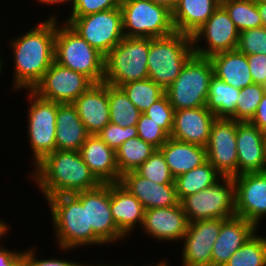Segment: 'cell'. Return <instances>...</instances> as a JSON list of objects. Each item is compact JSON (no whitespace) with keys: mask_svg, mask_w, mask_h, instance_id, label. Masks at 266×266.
Wrapping results in <instances>:
<instances>
[{"mask_svg":"<svg viewBox=\"0 0 266 266\" xmlns=\"http://www.w3.org/2000/svg\"><path fill=\"white\" fill-rule=\"evenodd\" d=\"M217 116L206 106L174 111L170 137L182 142L206 147Z\"/></svg>","mask_w":266,"mask_h":266,"instance_id":"cell-19","label":"cell"},{"mask_svg":"<svg viewBox=\"0 0 266 266\" xmlns=\"http://www.w3.org/2000/svg\"><path fill=\"white\" fill-rule=\"evenodd\" d=\"M239 33L226 10L218 6L209 19L191 36L194 54L209 58L220 52L235 50ZM202 41L205 44L201 45Z\"/></svg>","mask_w":266,"mask_h":266,"instance_id":"cell-12","label":"cell"},{"mask_svg":"<svg viewBox=\"0 0 266 266\" xmlns=\"http://www.w3.org/2000/svg\"><path fill=\"white\" fill-rule=\"evenodd\" d=\"M233 182L236 216L259 229L261 220L266 218V172L243 173L233 177Z\"/></svg>","mask_w":266,"mask_h":266,"instance_id":"cell-15","label":"cell"},{"mask_svg":"<svg viewBox=\"0 0 266 266\" xmlns=\"http://www.w3.org/2000/svg\"><path fill=\"white\" fill-rule=\"evenodd\" d=\"M13 266H27L24 256H22Z\"/></svg>","mask_w":266,"mask_h":266,"instance_id":"cell-54","label":"cell"},{"mask_svg":"<svg viewBox=\"0 0 266 266\" xmlns=\"http://www.w3.org/2000/svg\"><path fill=\"white\" fill-rule=\"evenodd\" d=\"M264 147H265V155H266V133H264Z\"/></svg>","mask_w":266,"mask_h":266,"instance_id":"cell-57","label":"cell"},{"mask_svg":"<svg viewBox=\"0 0 266 266\" xmlns=\"http://www.w3.org/2000/svg\"><path fill=\"white\" fill-rule=\"evenodd\" d=\"M234 0H214V2L218 5V6H223L226 3L232 2Z\"/></svg>","mask_w":266,"mask_h":266,"instance_id":"cell-55","label":"cell"},{"mask_svg":"<svg viewBox=\"0 0 266 266\" xmlns=\"http://www.w3.org/2000/svg\"><path fill=\"white\" fill-rule=\"evenodd\" d=\"M8 231H10V228L0 237V240L9 233ZM2 242L0 241V266H13L23 256L24 250H10L7 246H3L5 244Z\"/></svg>","mask_w":266,"mask_h":266,"instance_id":"cell-46","label":"cell"},{"mask_svg":"<svg viewBox=\"0 0 266 266\" xmlns=\"http://www.w3.org/2000/svg\"><path fill=\"white\" fill-rule=\"evenodd\" d=\"M125 37L158 38L175 32L172 12L150 0H121Z\"/></svg>","mask_w":266,"mask_h":266,"instance_id":"cell-8","label":"cell"},{"mask_svg":"<svg viewBox=\"0 0 266 266\" xmlns=\"http://www.w3.org/2000/svg\"><path fill=\"white\" fill-rule=\"evenodd\" d=\"M56 18L60 19L57 11L56 14H50L46 20H41L35 27L28 29L25 34L8 40L12 49V89L15 93L23 89L26 92L33 90L55 61Z\"/></svg>","mask_w":266,"mask_h":266,"instance_id":"cell-1","label":"cell"},{"mask_svg":"<svg viewBox=\"0 0 266 266\" xmlns=\"http://www.w3.org/2000/svg\"><path fill=\"white\" fill-rule=\"evenodd\" d=\"M11 226L6 221L0 219V237L10 228Z\"/></svg>","mask_w":266,"mask_h":266,"instance_id":"cell-51","label":"cell"},{"mask_svg":"<svg viewBox=\"0 0 266 266\" xmlns=\"http://www.w3.org/2000/svg\"><path fill=\"white\" fill-rule=\"evenodd\" d=\"M266 93L265 85L253 83L240 90L235 114L231 120L250 121L256 113L257 107Z\"/></svg>","mask_w":266,"mask_h":266,"instance_id":"cell-37","label":"cell"},{"mask_svg":"<svg viewBox=\"0 0 266 266\" xmlns=\"http://www.w3.org/2000/svg\"><path fill=\"white\" fill-rule=\"evenodd\" d=\"M174 178L207 162L206 147L171 137L159 148Z\"/></svg>","mask_w":266,"mask_h":266,"instance_id":"cell-27","label":"cell"},{"mask_svg":"<svg viewBox=\"0 0 266 266\" xmlns=\"http://www.w3.org/2000/svg\"><path fill=\"white\" fill-rule=\"evenodd\" d=\"M138 137L159 149L170 137L156 122L141 114L137 122Z\"/></svg>","mask_w":266,"mask_h":266,"instance_id":"cell-41","label":"cell"},{"mask_svg":"<svg viewBox=\"0 0 266 266\" xmlns=\"http://www.w3.org/2000/svg\"><path fill=\"white\" fill-rule=\"evenodd\" d=\"M72 104L91 135L97 134L110 123L107 83L93 84Z\"/></svg>","mask_w":266,"mask_h":266,"instance_id":"cell-22","label":"cell"},{"mask_svg":"<svg viewBox=\"0 0 266 266\" xmlns=\"http://www.w3.org/2000/svg\"><path fill=\"white\" fill-rule=\"evenodd\" d=\"M236 134L237 121L231 119H216L211 128L206 145L207 161L223 177L238 175Z\"/></svg>","mask_w":266,"mask_h":266,"instance_id":"cell-14","label":"cell"},{"mask_svg":"<svg viewBox=\"0 0 266 266\" xmlns=\"http://www.w3.org/2000/svg\"><path fill=\"white\" fill-rule=\"evenodd\" d=\"M222 177L209 161L187 173L179 175L174 179L179 201L190 194L214 185Z\"/></svg>","mask_w":266,"mask_h":266,"instance_id":"cell-31","label":"cell"},{"mask_svg":"<svg viewBox=\"0 0 266 266\" xmlns=\"http://www.w3.org/2000/svg\"><path fill=\"white\" fill-rule=\"evenodd\" d=\"M222 226V219L189 222L182 238V266H211V255Z\"/></svg>","mask_w":266,"mask_h":266,"instance_id":"cell-16","label":"cell"},{"mask_svg":"<svg viewBox=\"0 0 266 266\" xmlns=\"http://www.w3.org/2000/svg\"><path fill=\"white\" fill-rule=\"evenodd\" d=\"M140 176L157 184H174V177L170 172L166 159L160 149L135 170Z\"/></svg>","mask_w":266,"mask_h":266,"instance_id":"cell-38","label":"cell"},{"mask_svg":"<svg viewBox=\"0 0 266 266\" xmlns=\"http://www.w3.org/2000/svg\"><path fill=\"white\" fill-rule=\"evenodd\" d=\"M239 32L262 26L255 0H234L222 6Z\"/></svg>","mask_w":266,"mask_h":266,"instance_id":"cell-36","label":"cell"},{"mask_svg":"<svg viewBox=\"0 0 266 266\" xmlns=\"http://www.w3.org/2000/svg\"><path fill=\"white\" fill-rule=\"evenodd\" d=\"M122 184L144 206L150 208H167L180 203L175 184H157L140 176L136 171L121 176Z\"/></svg>","mask_w":266,"mask_h":266,"instance_id":"cell-21","label":"cell"},{"mask_svg":"<svg viewBox=\"0 0 266 266\" xmlns=\"http://www.w3.org/2000/svg\"><path fill=\"white\" fill-rule=\"evenodd\" d=\"M91 134L72 103L59 104L56 116L57 150L79 151Z\"/></svg>","mask_w":266,"mask_h":266,"instance_id":"cell-26","label":"cell"},{"mask_svg":"<svg viewBox=\"0 0 266 266\" xmlns=\"http://www.w3.org/2000/svg\"><path fill=\"white\" fill-rule=\"evenodd\" d=\"M0 50H1V49H0ZM0 52H1V51H0ZM1 55H2V54H0V74L2 75L3 70H4L3 68H4L5 65H4V63H3L4 60H3V57H2ZM1 59H2V60H1ZM1 75H0V76H1Z\"/></svg>","mask_w":266,"mask_h":266,"instance_id":"cell-56","label":"cell"},{"mask_svg":"<svg viewBox=\"0 0 266 266\" xmlns=\"http://www.w3.org/2000/svg\"><path fill=\"white\" fill-rule=\"evenodd\" d=\"M110 122L121 127L136 126L142 114L121 87L108 84Z\"/></svg>","mask_w":266,"mask_h":266,"instance_id":"cell-33","label":"cell"},{"mask_svg":"<svg viewBox=\"0 0 266 266\" xmlns=\"http://www.w3.org/2000/svg\"><path fill=\"white\" fill-rule=\"evenodd\" d=\"M37 250L33 248V245L30 248H26L23 252V256L25 258V262L27 266H78L80 262L76 260H65L58 257L52 258H38L36 255ZM38 258V259H37Z\"/></svg>","mask_w":266,"mask_h":266,"instance_id":"cell-44","label":"cell"},{"mask_svg":"<svg viewBox=\"0 0 266 266\" xmlns=\"http://www.w3.org/2000/svg\"><path fill=\"white\" fill-rule=\"evenodd\" d=\"M97 135L113 150H117L125 141L138 136L136 126L121 127L109 123Z\"/></svg>","mask_w":266,"mask_h":266,"instance_id":"cell-42","label":"cell"},{"mask_svg":"<svg viewBox=\"0 0 266 266\" xmlns=\"http://www.w3.org/2000/svg\"><path fill=\"white\" fill-rule=\"evenodd\" d=\"M213 66L208 57L193 55L165 90L175 111L206 106Z\"/></svg>","mask_w":266,"mask_h":266,"instance_id":"cell-7","label":"cell"},{"mask_svg":"<svg viewBox=\"0 0 266 266\" xmlns=\"http://www.w3.org/2000/svg\"><path fill=\"white\" fill-rule=\"evenodd\" d=\"M93 84L85 75L54 61L32 91L45 100L65 104L73 103Z\"/></svg>","mask_w":266,"mask_h":266,"instance_id":"cell-13","label":"cell"},{"mask_svg":"<svg viewBox=\"0 0 266 266\" xmlns=\"http://www.w3.org/2000/svg\"><path fill=\"white\" fill-rule=\"evenodd\" d=\"M193 55L189 35L174 32L165 37L149 38L148 78L166 90Z\"/></svg>","mask_w":266,"mask_h":266,"instance_id":"cell-5","label":"cell"},{"mask_svg":"<svg viewBox=\"0 0 266 266\" xmlns=\"http://www.w3.org/2000/svg\"><path fill=\"white\" fill-rule=\"evenodd\" d=\"M189 222L206 219H229L235 214L233 177H222L214 185L180 201Z\"/></svg>","mask_w":266,"mask_h":266,"instance_id":"cell-10","label":"cell"},{"mask_svg":"<svg viewBox=\"0 0 266 266\" xmlns=\"http://www.w3.org/2000/svg\"><path fill=\"white\" fill-rule=\"evenodd\" d=\"M213 75L235 88L243 89L253 84L247 57L237 49L220 52L209 57Z\"/></svg>","mask_w":266,"mask_h":266,"instance_id":"cell-28","label":"cell"},{"mask_svg":"<svg viewBox=\"0 0 266 266\" xmlns=\"http://www.w3.org/2000/svg\"><path fill=\"white\" fill-rule=\"evenodd\" d=\"M110 210L116 226L126 237L134 234L138 226L141 231L146 209L119 182L111 183Z\"/></svg>","mask_w":266,"mask_h":266,"instance_id":"cell-25","label":"cell"},{"mask_svg":"<svg viewBox=\"0 0 266 266\" xmlns=\"http://www.w3.org/2000/svg\"><path fill=\"white\" fill-rule=\"evenodd\" d=\"M150 1H152L153 3L157 5H161V6L168 8L171 12L175 8L178 2V0H150Z\"/></svg>","mask_w":266,"mask_h":266,"instance_id":"cell-49","label":"cell"},{"mask_svg":"<svg viewBox=\"0 0 266 266\" xmlns=\"http://www.w3.org/2000/svg\"><path fill=\"white\" fill-rule=\"evenodd\" d=\"M120 87L142 113L165 94V90L150 78L129 82Z\"/></svg>","mask_w":266,"mask_h":266,"instance_id":"cell-35","label":"cell"},{"mask_svg":"<svg viewBox=\"0 0 266 266\" xmlns=\"http://www.w3.org/2000/svg\"><path fill=\"white\" fill-rule=\"evenodd\" d=\"M154 263L152 262L151 265L150 264H147V265L144 264L143 266H169L170 265V264H168L167 260L166 261L165 260H162V261L159 260L157 262V264H156V262H154Z\"/></svg>","mask_w":266,"mask_h":266,"instance_id":"cell-53","label":"cell"},{"mask_svg":"<svg viewBox=\"0 0 266 266\" xmlns=\"http://www.w3.org/2000/svg\"><path fill=\"white\" fill-rule=\"evenodd\" d=\"M253 82L266 85V54L246 55Z\"/></svg>","mask_w":266,"mask_h":266,"instance_id":"cell-45","label":"cell"},{"mask_svg":"<svg viewBox=\"0 0 266 266\" xmlns=\"http://www.w3.org/2000/svg\"><path fill=\"white\" fill-rule=\"evenodd\" d=\"M240 89L212 76L209 83L206 108L217 116V119H230L235 114Z\"/></svg>","mask_w":266,"mask_h":266,"instance_id":"cell-30","label":"cell"},{"mask_svg":"<svg viewBox=\"0 0 266 266\" xmlns=\"http://www.w3.org/2000/svg\"><path fill=\"white\" fill-rule=\"evenodd\" d=\"M155 150L154 146L138 136L125 141L116 150V162L120 176L135 171Z\"/></svg>","mask_w":266,"mask_h":266,"instance_id":"cell-32","label":"cell"},{"mask_svg":"<svg viewBox=\"0 0 266 266\" xmlns=\"http://www.w3.org/2000/svg\"><path fill=\"white\" fill-rule=\"evenodd\" d=\"M26 95L27 100H30L26 127L34 167L47 154L57 150L55 136L58 103L40 98L32 90H28Z\"/></svg>","mask_w":266,"mask_h":266,"instance_id":"cell-9","label":"cell"},{"mask_svg":"<svg viewBox=\"0 0 266 266\" xmlns=\"http://www.w3.org/2000/svg\"><path fill=\"white\" fill-rule=\"evenodd\" d=\"M258 11L262 20V26L266 28V2L256 1Z\"/></svg>","mask_w":266,"mask_h":266,"instance_id":"cell-48","label":"cell"},{"mask_svg":"<svg viewBox=\"0 0 266 266\" xmlns=\"http://www.w3.org/2000/svg\"><path fill=\"white\" fill-rule=\"evenodd\" d=\"M96 264H97V262L95 264H91V263L89 264L87 262L84 263V259H83V263H81V261H80L78 266H113V265H110L108 263H107V265H106V263L105 264L104 263L101 264V262L99 264H97V265ZM114 266H123V265L121 264V265H114ZM127 266H129V265L127 264ZM130 266H133V264H131Z\"/></svg>","mask_w":266,"mask_h":266,"instance_id":"cell-52","label":"cell"},{"mask_svg":"<svg viewBox=\"0 0 266 266\" xmlns=\"http://www.w3.org/2000/svg\"><path fill=\"white\" fill-rule=\"evenodd\" d=\"M217 8L214 0H178L172 10L175 32L192 36Z\"/></svg>","mask_w":266,"mask_h":266,"instance_id":"cell-29","label":"cell"},{"mask_svg":"<svg viewBox=\"0 0 266 266\" xmlns=\"http://www.w3.org/2000/svg\"><path fill=\"white\" fill-rule=\"evenodd\" d=\"M236 49L245 55L266 54V28L261 26L240 32Z\"/></svg>","mask_w":266,"mask_h":266,"instance_id":"cell-39","label":"cell"},{"mask_svg":"<svg viewBox=\"0 0 266 266\" xmlns=\"http://www.w3.org/2000/svg\"><path fill=\"white\" fill-rule=\"evenodd\" d=\"M121 0H72L67 17H81L120 7Z\"/></svg>","mask_w":266,"mask_h":266,"instance_id":"cell-43","label":"cell"},{"mask_svg":"<svg viewBox=\"0 0 266 266\" xmlns=\"http://www.w3.org/2000/svg\"><path fill=\"white\" fill-rule=\"evenodd\" d=\"M188 226V218L179 203L167 208L146 209L141 229L151 239L164 243H179L185 236Z\"/></svg>","mask_w":266,"mask_h":266,"instance_id":"cell-18","label":"cell"},{"mask_svg":"<svg viewBox=\"0 0 266 266\" xmlns=\"http://www.w3.org/2000/svg\"><path fill=\"white\" fill-rule=\"evenodd\" d=\"M249 122L258 127L263 133H266V93L261 99L255 115Z\"/></svg>","mask_w":266,"mask_h":266,"instance_id":"cell-47","label":"cell"},{"mask_svg":"<svg viewBox=\"0 0 266 266\" xmlns=\"http://www.w3.org/2000/svg\"><path fill=\"white\" fill-rule=\"evenodd\" d=\"M258 231L253 223L244 218L234 216L222 219L221 230L212 249L211 266H223Z\"/></svg>","mask_w":266,"mask_h":266,"instance_id":"cell-23","label":"cell"},{"mask_svg":"<svg viewBox=\"0 0 266 266\" xmlns=\"http://www.w3.org/2000/svg\"><path fill=\"white\" fill-rule=\"evenodd\" d=\"M28 173L44 200L92 190L102 184L84 163L79 151L56 150L47 154Z\"/></svg>","mask_w":266,"mask_h":266,"instance_id":"cell-2","label":"cell"},{"mask_svg":"<svg viewBox=\"0 0 266 266\" xmlns=\"http://www.w3.org/2000/svg\"><path fill=\"white\" fill-rule=\"evenodd\" d=\"M54 60L59 65L88 77L94 84L103 83L105 56L93 48L67 23L56 18Z\"/></svg>","mask_w":266,"mask_h":266,"instance_id":"cell-4","label":"cell"},{"mask_svg":"<svg viewBox=\"0 0 266 266\" xmlns=\"http://www.w3.org/2000/svg\"><path fill=\"white\" fill-rule=\"evenodd\" d=\"M63 22L104 56L125 37L120 7L81 17H66Z\"/></svg>","mask_w":266,"mask_h":266,"instance_id":"cell-11","label":"cell"},{"mask_svg":"<svg viewBox=\"0 0 266 266\" xmlns=\"http://www.w3.org/2000/svg\"><path fill=\"white\" fill-rule=\"evenodd\" d=\"M256 232L223 266H266V236Z\"/></svg>","mask_w":266,"mask_h":266,"instance_id":"cell-34","label":"cell"},{"mask_svg":"<svg viewBox=\"0 0 266 266\" xmlns=\"http://www.w3.org/2000/svg\"><path fill=\"white\" fill-rule=\"evenodd\" d=\"M238 175L266 172L264 133L249 121H237Z\"/></svg>","mask_w":266,"mask_h":266,"instance_id":"cell-20","label":"cell"},{"mask_svg":"<svg viewBox=\"0 0 266 266\" xmlns=\"http://www.w3.org/2000/svg\"><path fill=\"white\" fill-rule=\"evenodd\" d=\"M79 152L84 163L102 184L120 181L116 151L110 148L97 134L90 135Z\"/></svg>","mask_w":266,"mask_h":266,"instance_id":"cell-24","label":"cell"},{"mask_svg":"<svg viewBox=\"0 0 266 266\" xmlns=\"http://www.w3.org/2000/svg\"><path fill=\"white\" fill-rule=\"evenodd\" d=\"M149 38L124 37L105 56L104 83L120 87L148 78Z\"/></svg>","mask_w":266,"mask_h":266,"instance_id":"cell-6","label":"cell"},{"mask_svg":"<svg viewBox=\"0 0 266 266\" xmlns=\"http://www.w3.org/2000/svg\"><path fill=\"white\" fill-rule=\"evenodd\" d=\"M52 218L54 241L62 253L77 248L105 246L88 228L87 190L71 195H56L46 199ZM56 239V240H55Z\"/></svg>","mask_w":266,"mask_h":266,"instance_id":"cell-3","label":"cell"},{"mask_svg":"<svg viewBox=\"0 0 266 266\" xmlns=\"http://www.w3.org/2000/svg\"><path fill=\"white\" fill-rule=\"evenodd\" d=\"M174 108L166 94L154 102L146 111V116L156 122L169 136L173 128Z\"/></svg>","mask_w":266,"mask_h":266,"instance_id":"cell-40","label":"cell"},{"mask_svg":"<svg viewBox=\"0 0 266 266\" xmlns=\"http://www.w3.org/2000/svg\"><path fill=\"white\" fill-rule=\"evenodd\" d=\"M111 183L87 190L88 228L105 244H116L126 237L116 226L110 210Z\"/></svg>","mask_w":266,"mask_h":266,"instance_id":"cell-17","label":"cell"},{"mask_svg":"<svg viewBox=\"0 0 266 266\" xmlns=\"http://www.w3.org/2000/svg\"><path fill=\"white\" fill-rule=\"evenodd\" d=\"M37 2H39V3H41L42 5H55V8H56V6H58V4H59V7L61 6V4L62 5H66V3L68 4V3H70V4H68L69 6L71 5V3H72V0H36Z\"/></svg>","mask_w":266,"mask_h":266,"instance_id":"cell-50","label":"cell"}]
</instances>
